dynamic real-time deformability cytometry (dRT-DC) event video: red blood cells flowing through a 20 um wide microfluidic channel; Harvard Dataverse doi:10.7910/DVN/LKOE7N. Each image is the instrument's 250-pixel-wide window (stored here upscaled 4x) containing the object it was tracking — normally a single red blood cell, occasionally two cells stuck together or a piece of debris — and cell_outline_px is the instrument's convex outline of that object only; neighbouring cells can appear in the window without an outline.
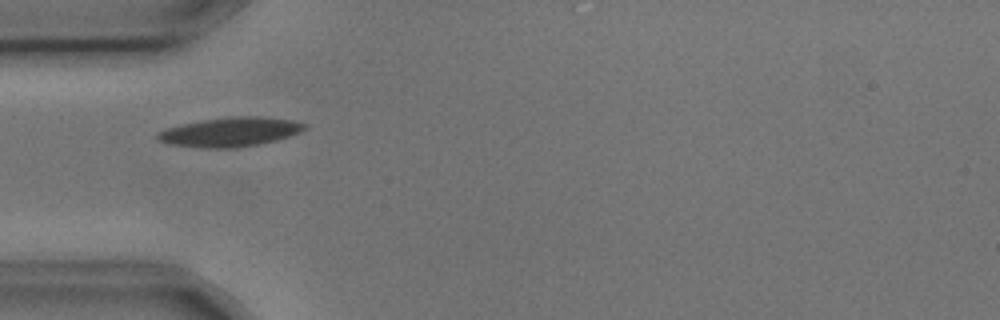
{"species": "common noctule bat (a hibernating species)", "species_latin": "Nyctalus noctula", "temperature_condition": "cold", "stored_images_in_passage": 2, "camera_frame_rate_fps": 3000, "um_per_image_px": 0.085, "animal": {"sex": "male", "body_mass_g": 17.9, "forearm_length_mm": 54.2}, "frame": {"image": 1, "passage_image": 1, "time_ms": 0.0, "image_size_px": [1000, 320], "cell_outline_px": [[308, 128], [300, 132], [276, 140], [260, 144], [236, 148], [200, 148], [168, 144], [156, 140], [156, 132], [164, 128], [180, 124], [228, 116], [256, 116], [292, 120], [308, 124]], "centroid_in_image_um": [19.52, 11.22], "position_along_channel_um": 65.5, "area_um2": 25.43}}